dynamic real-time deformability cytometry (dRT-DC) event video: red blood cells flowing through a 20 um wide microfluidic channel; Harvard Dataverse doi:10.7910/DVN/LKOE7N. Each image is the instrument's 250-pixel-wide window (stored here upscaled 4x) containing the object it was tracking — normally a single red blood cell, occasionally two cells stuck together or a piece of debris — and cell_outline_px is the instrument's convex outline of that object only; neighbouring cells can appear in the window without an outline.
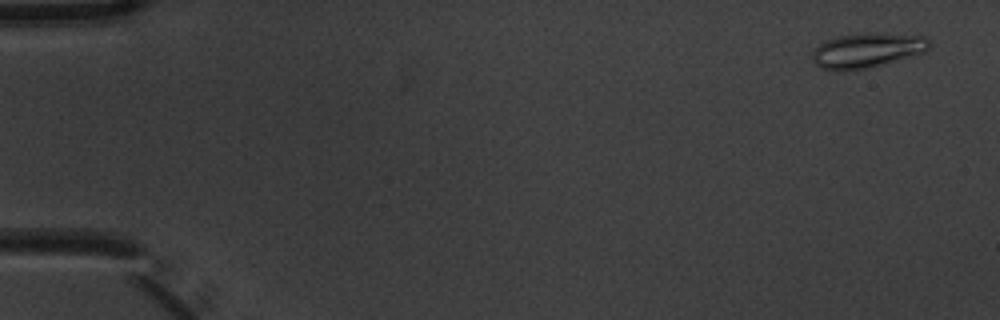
{"species": "common noctule bat (a hibernating species)", "species_latin": "Nyctalus noctula", "temperature_condition": "warm", "stored_images_in_passage": 5, "camera_frame_rate_fps": 3000, "um_per_image_px": 0.085, "animal": {"sex": "male", "body_mass_g": 20.1, "forearm_length_mm": 53.5}, "frame": {"image": 1, "passage_image": 1, "time_ms": 0.0, "image_size_px": [1000, 320], "cell_outline_px": [[932, 44], [924, 52], [868, 68], [840, 72], [836, 72], [820, 68], [812, 60], [812, 52], [820, 44], [828, 40], [840, 36], [864, 32], [876, 32], [924, 36]], "centroid_in_image_um": [73.67, 4.28], "position_along_channel_um": 11.3, "area_um2": 23.81}}